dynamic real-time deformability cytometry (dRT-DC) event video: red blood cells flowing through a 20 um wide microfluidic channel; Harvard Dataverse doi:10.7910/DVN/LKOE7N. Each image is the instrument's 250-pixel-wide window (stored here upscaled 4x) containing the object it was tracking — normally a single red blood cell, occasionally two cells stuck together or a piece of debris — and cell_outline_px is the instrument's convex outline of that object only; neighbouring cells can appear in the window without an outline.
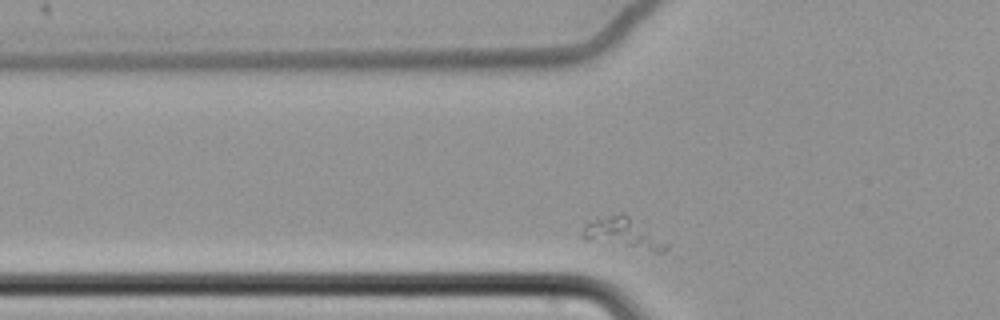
{"species": "common noctule bat (a hibernating species)", "species_latin": "Nyctalus noctula", "temperature_condition": "cold", "stored_images_in_passage": 7, "camera_frame_rate_fps": 3000, "um_per_image_px": 0.085, "animal": {"sex": "female", "body_mass_g": 22.7, "forearm_length_mm": 54.2}, "frame": {"image": 1, "passage_image": 3, "time_ms": 0.667, "image_size_px": [1000, 320], "cell_outline_px": [[668, 248], [664, 252], [656, 252], [584, 236], [584, 224], [588, 220], [616, 212], [624, 212], [668, 244]], "centroid_in_image_um": [53.02, 19.74], "position_along_channel_um": 72.8, "area_um2": 13.87}}
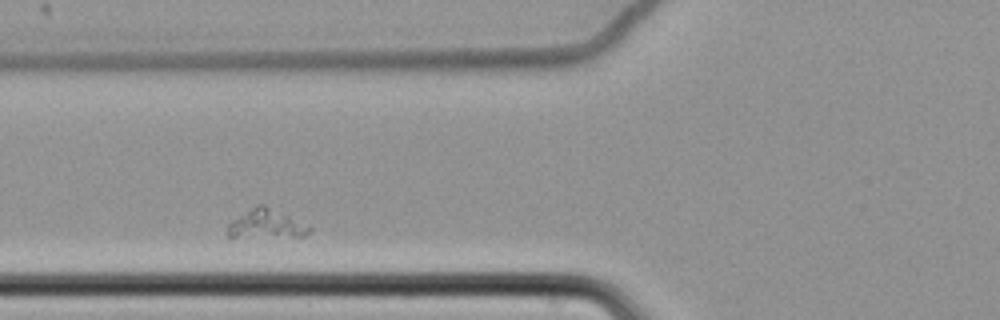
{"frame": {"image": 2, "passage_image": 6, "time_ms": 1.667, "image_size_px": [1000, 320], "cell_outline_px": [[312, 232], [304, 236], [228, 236], [228, 224], [232, 220], [256, 204], [264, 204], [312, 228]], "centroid_in_image_um": [22.63, 19.02], "position_along_channel_um": 103.2, "area_um2": 13.24}}